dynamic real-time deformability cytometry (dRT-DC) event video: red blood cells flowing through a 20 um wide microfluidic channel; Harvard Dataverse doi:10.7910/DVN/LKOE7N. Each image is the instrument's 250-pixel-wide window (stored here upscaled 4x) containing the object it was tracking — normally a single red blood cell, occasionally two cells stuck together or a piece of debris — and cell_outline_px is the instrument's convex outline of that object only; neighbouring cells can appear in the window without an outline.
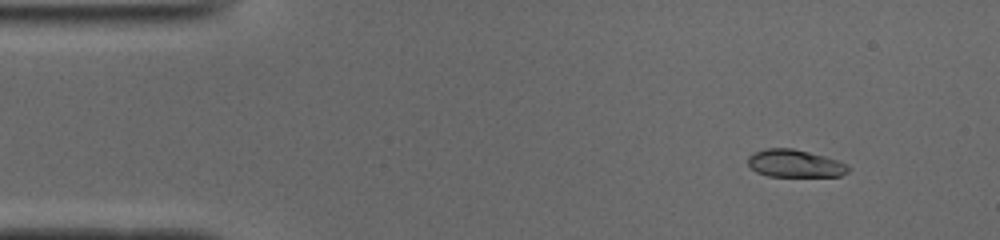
{"species": "common noctule bat (a hibernating species)", "species_latin": "Nyctalus noctula", "temperature_condition": "cold", "stored_images_in_passage": 48, "camera_frame_rate_fps": 3000, "um_per_image_px": 0.085, "animal": {"sex": "male", "body_mass_g": 19.0, "forearm_length_mm": 50.8}, "frame": {"image": 1, "passage_image": 2, "time_ms": 0.333, "image_size_px": [1000, 240], "cell_outline_px": [[852, 168], [848, 172], [840, 176], [768, 176], [756, 172], [748, 164], [748, 156], [764, 148], [792, 148], [824, 156], [848, 164]], "centroid_in_image_um": [67.58, 13.9], "position_along_channel_um": 17.4, "area_um2": 16.13}}
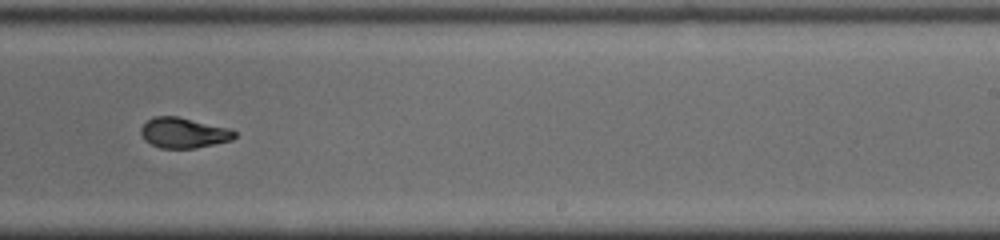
{"frame": {"image": 2, "passage_image": 28, "time_ms": 9.0, "image_size_px": [1000, 240], "cell_outline_px": [[236, 136], [232, 140], [196, 148], [160, 148], [144, 140], [140, 132], [140, 128], [148, 120], [156, 116], [176, 116], [232, 128], [236, 132]], "centroid_in_image_um": [15.63, 11.29], "position_along_channel_um": 273.4, "area_um2": 16.65}}
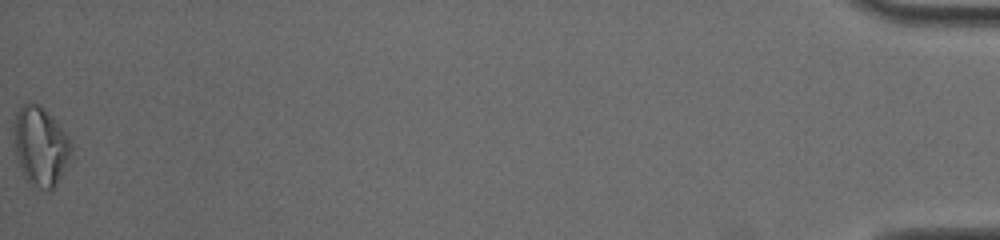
{"frame": {"image": 3, "passage_image": 48, "time_ms": 15.667, "image_size_px": [1000, 240], "cell_outline_px": [[72, 152], [52, 192], [48, 192], [40, 188], [28, 180], [24, 176], [16, 152], [12, 128], [16, 112], [24, 104], [32, 100], [40, 104], [52, 116], [68, 136], [72, 144]], "centroid_in_image_um": [3.44, 12.37], "position_along_channel_um": 431.8, "area_um2": 26.36}, "authors_computed_cell_mechanics": {"area_um2": 17.1666, "velocity_mm_per_s": 3.9253, "shape_relaxation_time_tau1_ms": 4.3185, "shape_relaxation_time_tau2_ms": 1.3767, "deformation_change_tau1": 0.1747, "deformation_change_tau2": 0.0575}}